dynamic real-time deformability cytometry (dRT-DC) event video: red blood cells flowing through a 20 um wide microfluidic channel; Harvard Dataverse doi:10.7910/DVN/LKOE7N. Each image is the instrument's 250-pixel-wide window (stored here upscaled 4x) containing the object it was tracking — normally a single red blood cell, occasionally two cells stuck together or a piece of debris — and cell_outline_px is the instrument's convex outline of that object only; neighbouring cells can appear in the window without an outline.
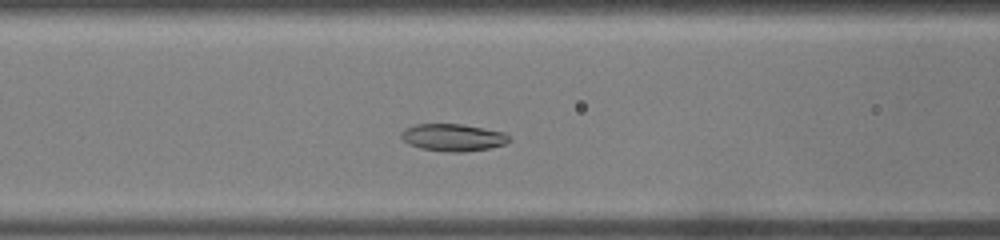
{"species": "common noctule bat (a hibernating species)", "species_latin": "Nyctalus noctula", "temperature_condition": "warm", "stored_images_in_passage": 31, "camera_frame_rate_fps": 3000, "um_per_image_px": 0.085, "animal": {"sex": "male", "body_mass_g": 19.0, "forearm_length_mm": 50.8}, "frame": {"image": 1, "passage_image": 9, "time_ms": 2.667, "image_size_px": [1000, 240], "cell_outline_px": [[512, 140], [504, 144], [488, 148], [464, 152], [444, 152], [420, 148], [408, 144], [400, 136], [404, 128], [416, 124], [460, 124], [504, 132]], "centroid_in_image_um": [38.48, 11.69], "position_along_channel_um": 128.1, "area_um2": 17.11}}
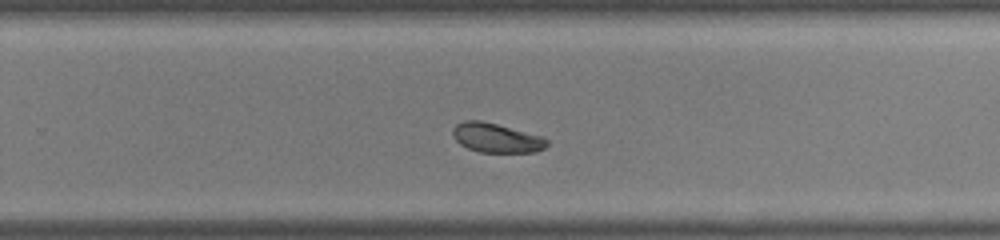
{"frame": {"image": 2, "passage_image": 18, "time_ms": 5.667, "image_size_px": [1000, 240], "cell_outline_px": [[548, 144], [544, 148], [536, 152], [480, 152], [468, 148], [460, 144], [452, 136], [452, 128], [456, 124], [464, 120], [480, 120], [544, 136], [548, 140]], "centroid_in_image_um": [42.19, 11.71], "position_along_channel_um": 287.6, "area_um2": 16.18}}
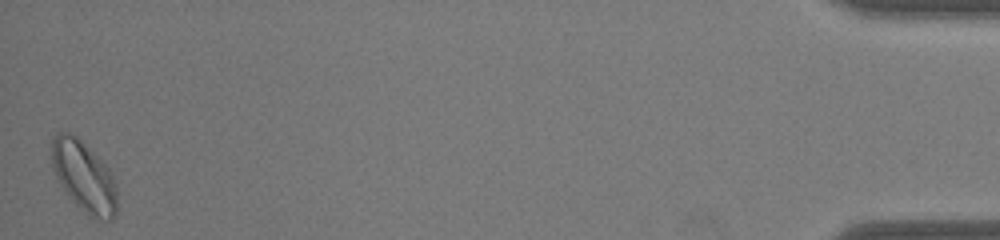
{"frame": {"image": 3, "passage_image": 31, "time_ms": 10.0, "image_size_px": [1000, 240], "cell_outline_px": [[116, 212], [112, 220], [108, 220], [88, 216], [72, 200], [56, 180], [52, 168], [52, 140], [56, 132], [68, 132], [76, 136], [108, 168], [112, 176], [116, 188]], "centroid_in_image_um": [7.1, 15.01], "position_along_channel_um": 428.1, "area_um2": 26.65}}